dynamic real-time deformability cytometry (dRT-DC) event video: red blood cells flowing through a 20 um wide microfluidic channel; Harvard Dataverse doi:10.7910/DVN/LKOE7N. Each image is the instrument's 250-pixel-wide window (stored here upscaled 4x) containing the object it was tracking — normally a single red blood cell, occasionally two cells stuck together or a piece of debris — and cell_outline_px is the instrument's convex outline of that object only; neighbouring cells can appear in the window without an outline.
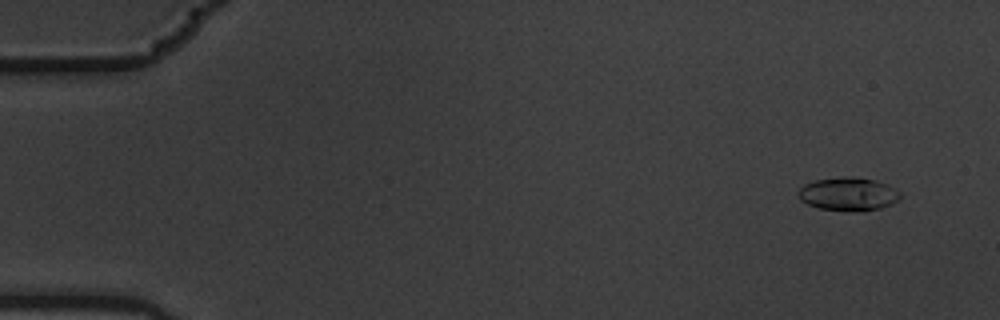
{"species": "common noctule bat (a hibernating species)", "species_latin": "Nyctalus noctula", "temperature_condition": "warm", "stored_images_in_passage": 5, "camera_frame_rate_fps": 3000, "um_per_image_px": 0.085, "animal": {"sex": "male", "body_mass_g": 19.5, "forearm_length_mm": 54.6}, "frame": {"image": 1, "passage_image": 1, "time_ms": 0.0, "image_size_px": [1000, 320], "cell_outline_px": [[900, 200], [892, 204], [880, 208], [864, 212], [820, 208], [808, 204], [800, 200], [800, 188], [804, 184], [816, 180], [876, 180], [888, 184], [900, 192]], "centroid_in_image_um": [72.17, 16.55], "position_along_channel_um": 12.8, "area_um2": 18.84}}
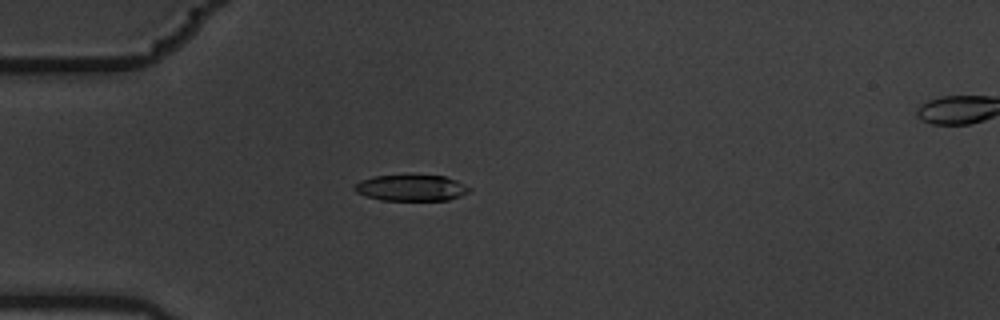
{"frame": {"image": 2, "passage_image": 4, "time_ms": 1.0, "image_size_px": [1000, 320], "cell_outline_px": [[472, 188], [468, 192], [460, 196], [448, 200], [380, 200], [356, 192], [352, 188], [360, 180], [372, 176], [408, 172], [412, 172], [444, 176], [456, 180]], "centroid_in_image_um": [34.94, 15.91], "position_along_channel_um": 50.1, "area_um2": 18.38}}